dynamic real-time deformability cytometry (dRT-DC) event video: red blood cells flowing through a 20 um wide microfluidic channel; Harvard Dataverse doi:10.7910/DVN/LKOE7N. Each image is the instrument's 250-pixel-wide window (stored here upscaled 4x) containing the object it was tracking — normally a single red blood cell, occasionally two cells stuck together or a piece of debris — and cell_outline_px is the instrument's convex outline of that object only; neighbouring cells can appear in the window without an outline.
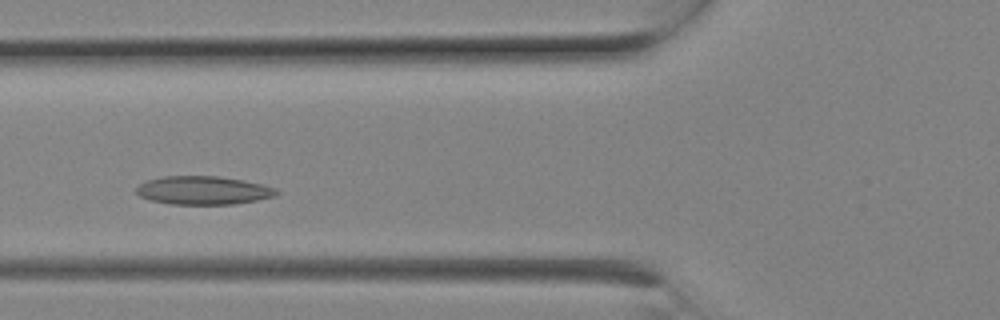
{"species": "Egyptian fruit bat (a non-hibernating species)", "species_latin": "Rousettus aegyptiacus", "temperature_condition": "room temperature", "stored_images_in_passage": 7, "camera_frame_rate_fps": 3000, "um_per_image_px": 0.085, "animal": {"sex": "female"}, "frame": {"image": 1, "passage_image": 5, "time_ms": 1.333, "image_size_px": [1000, 320], "cell_outline_px": [[280, 192], [276, 196], [256, 200], [232, 204], [172, 204], [152, 200], [140, 196], [136, 192], [136, 188], [140, 184], [148, 180], [164, 176], [220, 176], [244, 180], [276, 188]], "centroid_in_image_um": [17.3, 16.17], "position_along_channel_um": 108.5, "area_um2": 23.06}}
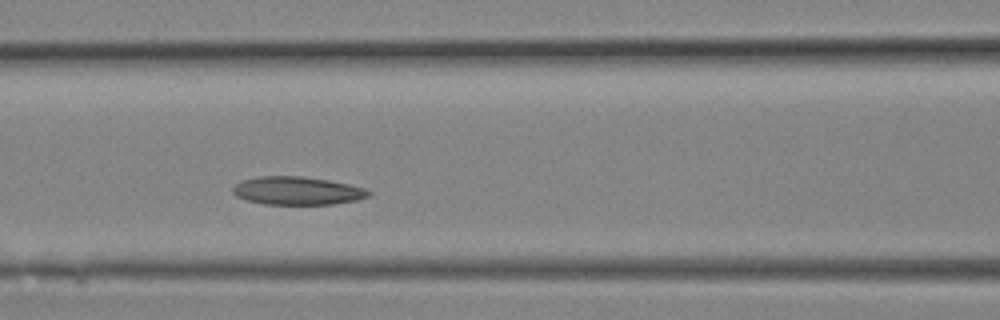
{"frame": {"image": 2, "passage_image": 6, "time_ms": 1.667, "image_size_px": [1000, 320], "cell_outline_px": [[372, 196], [356, 200], [332, 204], [264, 204], [248, 200], [236, 196], [232, 192], [232, 188], [236, 184], [244, 180], [260, 176], [304, 176], [328, 180], [348, 184], [364, 188], [372, 192]], "centroid_in_image_um": [25.29, 16.21], "position_along_channel_um": 141.3, "area_um2": 22.2}}
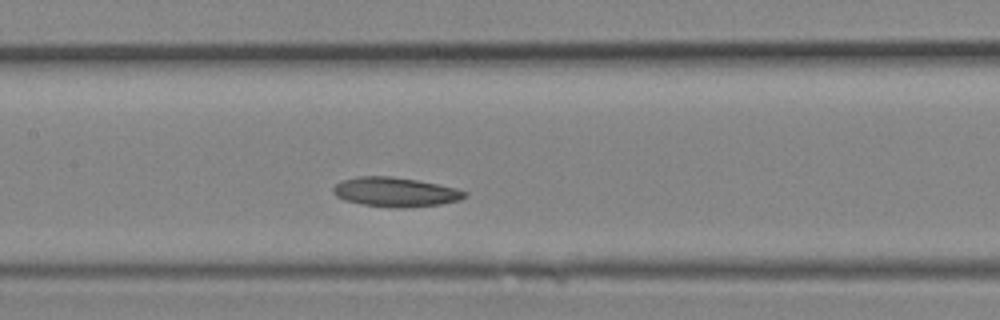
{"frame": {"image": 3, "passage_image": 7, "time_ms": 2.0, "image_size_px": [1000, 320], "cell_outline_px": [[468, 196], [460, 200], [440, 204], [404, 208], [392, 208], [360, 204], [344, 200], [336, 196], [332, 192], [332, 188], [340, 180], [356, 176], [392, 176], [416, 180], [456, 188], [468, 192]], "centroid_in_image_um": [33.58, 16.32], "position_along_channel_um": 173.8, "area_um2": 22.77}}